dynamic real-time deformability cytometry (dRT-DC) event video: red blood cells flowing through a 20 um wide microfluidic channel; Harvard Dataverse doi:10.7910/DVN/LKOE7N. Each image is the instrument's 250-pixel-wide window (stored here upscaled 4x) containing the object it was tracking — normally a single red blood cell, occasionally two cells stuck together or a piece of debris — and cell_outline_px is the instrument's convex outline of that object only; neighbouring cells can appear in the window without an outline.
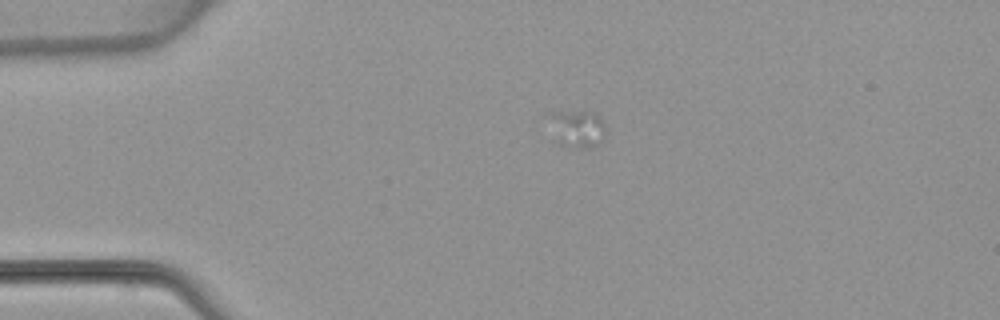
{"species": "common noctule bat (a hibernating species)", "species_latin": "Nyctalus noctula", "temperature_condition": "warm", "stored_images_in_passage": 3, "camera_frame_rate_fps": 3000, "um_per_image_px": 0.085, "animal": {"sex": "female", "body_mass_g": 22.7, "forearm_length_mm": 54.2}, "frame": {"image": 1, "passage_image": 2, "time_ms": 1.333, "image_size_px": [1000, 320], "cell_outline_px": [[608, 132], [600, 144], [592, 148], [576, 148], [560, 144], [552, 140], [552, 112], [592, 112], [604, 120]], "centroid_in_image_um": [49.15, 10.99], "position_along_channel_um": 35.8, "area_um2": 12.54}}